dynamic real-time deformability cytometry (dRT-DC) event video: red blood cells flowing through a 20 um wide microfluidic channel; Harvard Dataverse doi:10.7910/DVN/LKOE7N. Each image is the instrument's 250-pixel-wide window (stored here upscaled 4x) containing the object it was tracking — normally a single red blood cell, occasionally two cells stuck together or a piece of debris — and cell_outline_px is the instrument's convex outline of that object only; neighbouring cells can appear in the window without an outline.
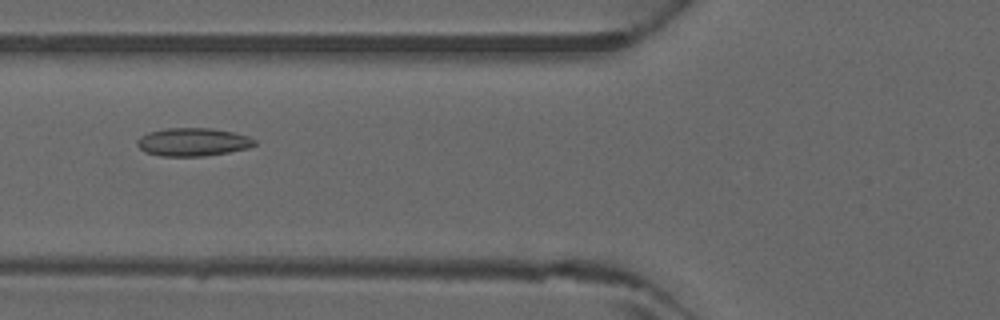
{"species": "common noctule bat (a hibernating species)", "species_latin": "Nyctalus noctula", "temperature_condition": "warm", "stored_images_in_passage": 5, "camera_frame_rate_fps": 3000, "um_per_image_px": 0.085, "animal": {"sex": "male", "forearm_length_mm": 52.5}, "frame": {"image": 1, "passage_image": 5, "time_ms": 1.333, "image_size_px": [1000, 320], "cell_outline_px": [[256, 144], [248, 148], [228, 152], [204, 156], [160, 156], [144, 152], [136, 144], [136, 140], [140, 136], [148, 132], [164, 128], [212, 128], [232, 132], [248, 136], [256, 140]], "centroid_in_image_um": [16.36, 12.07], "position_along_channel_um": 109.4, "area_um2": 19.36}}